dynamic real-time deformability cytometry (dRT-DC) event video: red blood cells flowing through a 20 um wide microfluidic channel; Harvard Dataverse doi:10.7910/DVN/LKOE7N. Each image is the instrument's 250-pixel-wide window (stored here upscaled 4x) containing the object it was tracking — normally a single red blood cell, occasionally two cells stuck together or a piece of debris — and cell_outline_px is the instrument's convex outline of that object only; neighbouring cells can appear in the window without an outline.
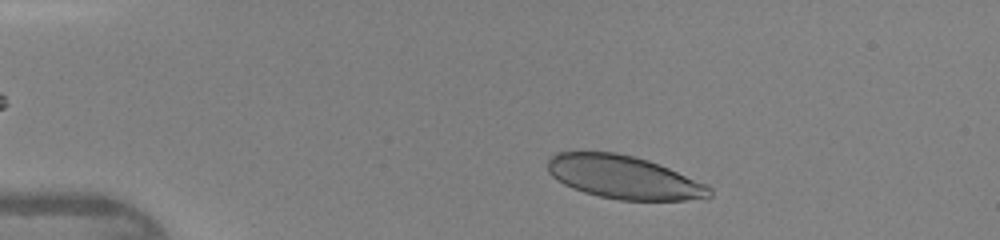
{"species": "human", "species_latin": "Homo sapiens", "temperature_condition": "warm", "stored_images_in_passage": 35, "camera_frame_rate_fps": 3000, "um_per_image_px": 0.085, "donor": {"sex": "female"}, "frame": {"image": 1, "passage_image": 1, "time_ms": 0.0, "image_size_px": [1000, 240], "cell_outline_px": [[712, 196], [684, 200], [620, 200], [600, 196], [584, 192], [572, 188], [556, 180], [548, 172], [548, 156], [556, 152], [616, 152], [648, 160], [660, 164], [708, 184], [712, 188]], "centroid_in_image_um": [53.02, 15.06], "position_along_channel_um": 32.0, "area_um2": 40.86}}
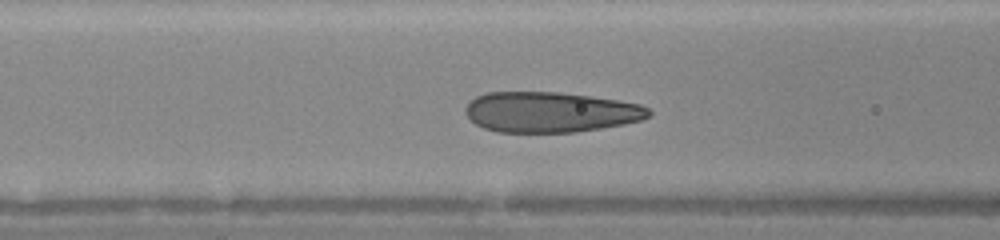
{"frame": {"image": 2, "passage_image": 11, "time_ms": 3.333, "image_size_px": [1000, 240], "cell_outline_px": [[652, 116], [640, 120], [624, 124], [576, 132], [496, 132], [484, 128], [476, 124], [464, 112], [464, 108], [476, 96], [488, 92], [556, 92], [620, 100], [640, 104], [648, 108], [652, 112]], "centroid_in_image_um": [46.8, 9.53], "position_along_channel_um": 119.8, "area_um2": 43.18}}
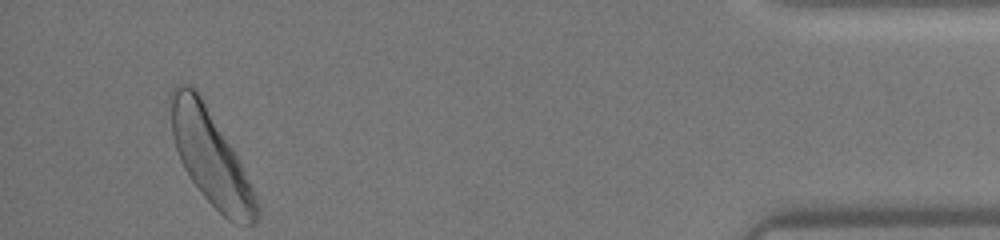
{"frame": {"image": 3, "passage_image": 35, "time_ms": 11.333, "image_size_px": [1000, 240], "cell_outline_px": [[260, 216], [252, 224], [236, 224], [228, 220], [204, 196], [192, 180], [184, 168], [180, 160], [172, 136], [172, 88], [176, 84], [188, 84], [196, 88], [232, 148], [256, 196], [260, 212]], "centroid_in_image_um": [17.91, 13.4], "position_along_channel_um": 417.3, "area_um2": 46.01}}